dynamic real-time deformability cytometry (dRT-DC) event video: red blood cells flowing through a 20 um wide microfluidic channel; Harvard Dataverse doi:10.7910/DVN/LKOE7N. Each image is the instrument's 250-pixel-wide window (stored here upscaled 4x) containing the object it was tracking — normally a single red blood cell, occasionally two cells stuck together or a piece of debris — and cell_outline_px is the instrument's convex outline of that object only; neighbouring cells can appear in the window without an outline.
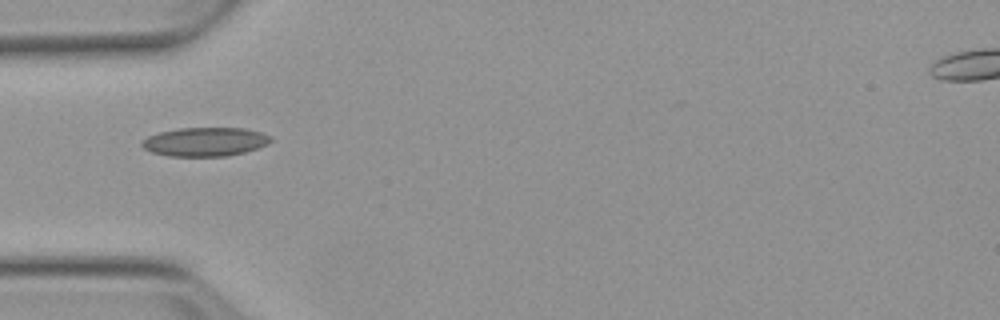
{"species": "Egyptian fruit bat (a non-hibernating species)", "species_latin": "Rousettus aegyptiacus", "temperature_condition": "warm", "stored_images_in_passage": 2, "camera_frame_rate_fps": 3000, "um_per_image_px": 0.085, "animal": {"sex": "female"}, "frame": {"image": 1, "passage_image": 1, "time_ms": 0.0, "image_size_px": [1000, 320], "cell_outline_px": [[272, 140], [268, 144], [244, 152], [228, 156], [168, 156], [152, 152], [144, 148], [140, 144], [140, 140], [148, 136], [160, 132], [180, 128], [244, 128], [260, 132], [272, 136]], "centroid_in_image_um": [17.42, 12.05], "position_along_channel_um": 67.6, "area_um2": 21.68}}
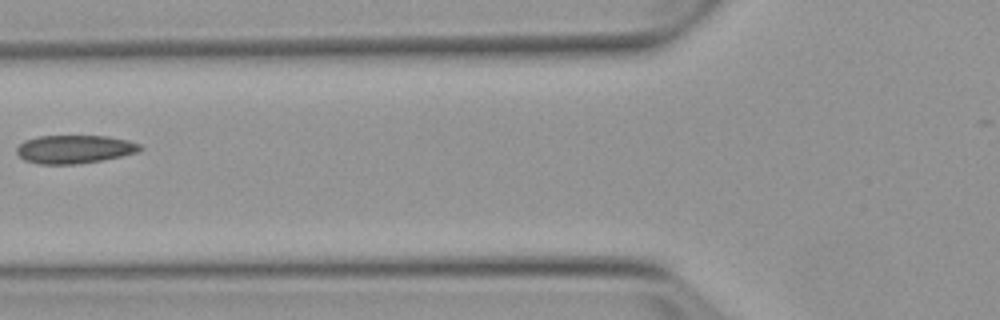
{"frame": {"image": 2, "passage_image": 2, "time_ms": 1.333, "image_size_px": [1000, 320], "cell_outline_px": [[144, 148], [140, 152], [104, 160], [80, 164], [36, 164], [24, 160], [16, 152], [16, 148], [24, 140], [40, 136], [108, 136], [128, 140], [140, 144]], "centroid_in_image_um": [6.36, 12.69], "position_along_channel_um": 119.4, "area_um2": 20.63}}